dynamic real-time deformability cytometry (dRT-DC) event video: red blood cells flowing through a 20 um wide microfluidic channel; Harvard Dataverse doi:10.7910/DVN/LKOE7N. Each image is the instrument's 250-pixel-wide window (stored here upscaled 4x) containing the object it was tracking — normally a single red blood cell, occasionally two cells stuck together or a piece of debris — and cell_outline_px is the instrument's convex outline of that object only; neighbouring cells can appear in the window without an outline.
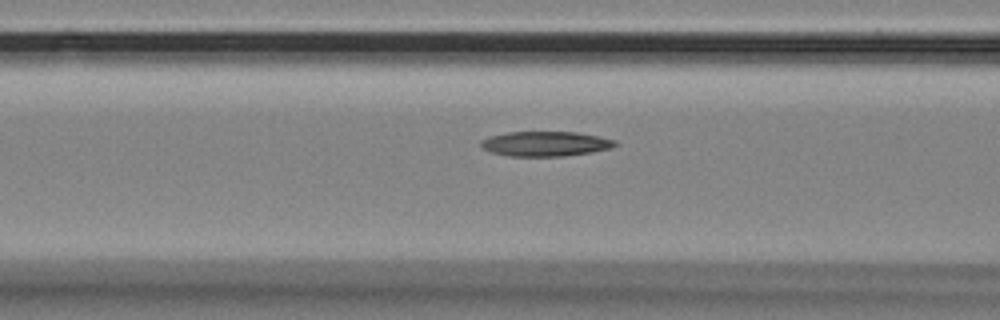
{"species": "Egyptian fruit bat (a non-hibernating species)", "species_latin": "Rousettus aegyptiacus", "temperature_condition": "room temperature", "stored_images_in_passage": 15, "camera_frame_rate_fps": 3000, "um_per_image_px": 0.085, "animal": {"sex": "female"}, "frame": {"image": 1, "passage_image": 9, "time_ms": 2.667, "image_size_px": [1000, 320], "cell_outline_px": [[620, 144], [612, 148], [592, 152], [564, 156], [508, 156], [492, 152], [480, 148], [480, 140], [488, 136], [508, 132], [576, 132], [600, 136], [616, 140]], "centroid_in_image_um": [46.37, 12.22], "position_along_channel_um": 120.2, "area_um2": 19.71}}
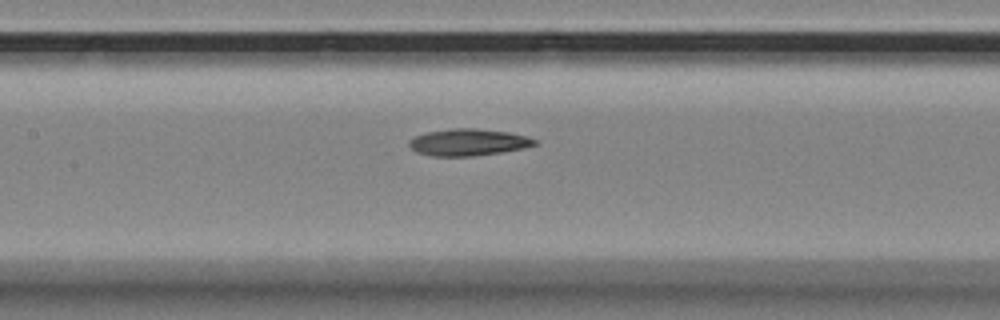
{"frame": {"image": 2, "passage_image": 13, "time_ms": 4.0, "image_size_px": [1000, 320], "cell_outline_px": [[540, 144], [524, 148], [500, 152], [472, 156], [432, 156], [416, 152], [408, 144], [408, 140], [424, 132], [456, 128], [472, 128], [508, 132], [528, 136], [536, 140]], "centroid_in_image_um": [39.81, 12.09], "position_along_channel_um": 167.6, "area_um2": 19.65}}